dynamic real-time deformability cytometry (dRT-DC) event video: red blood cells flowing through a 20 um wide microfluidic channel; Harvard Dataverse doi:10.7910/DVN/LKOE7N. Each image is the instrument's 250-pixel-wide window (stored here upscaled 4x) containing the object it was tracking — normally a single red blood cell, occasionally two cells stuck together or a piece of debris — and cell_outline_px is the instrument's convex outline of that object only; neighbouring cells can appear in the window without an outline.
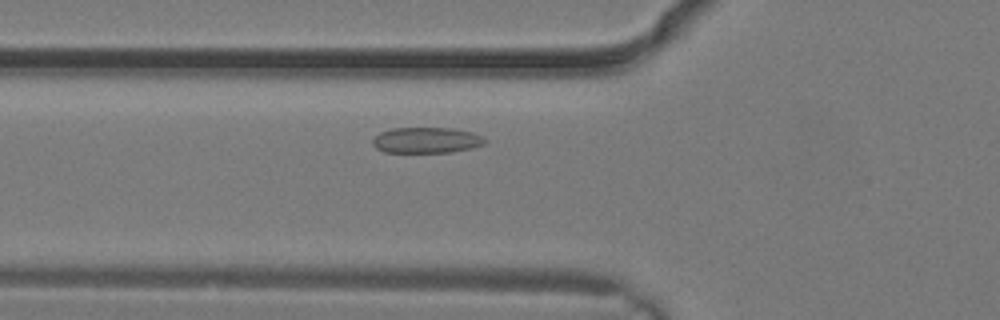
{"species": "common noctule bat (a hibernating species)", "species_latin": "Nyctalus noctula", "temperature_condition": "warm", "stored_images_in_passage": 5, "camera_frame_rate_fps": 3000, "um_per_image_px": 0.085, "animal": {"sex": "male", "body_mass_g": 19.2, "forearm_length_mm": 51.8}, "frame": {"image": 1, "passage_image": 4, "time_ms": 1.0, "image_size_px": [1000, 320], "cell_outline_px": [[488, 140], [484, 144], [472, 148], [452, 152], [384, 152], [376, 148], [372, 144], [372, 140], [380, 132], [392, 128], [452, 128], [472, 132], [484, 136]], "centroid_in_image_um": [36.28, 11.91], "position_along_channel_um": 89.5, "area_um2": 16.99}}